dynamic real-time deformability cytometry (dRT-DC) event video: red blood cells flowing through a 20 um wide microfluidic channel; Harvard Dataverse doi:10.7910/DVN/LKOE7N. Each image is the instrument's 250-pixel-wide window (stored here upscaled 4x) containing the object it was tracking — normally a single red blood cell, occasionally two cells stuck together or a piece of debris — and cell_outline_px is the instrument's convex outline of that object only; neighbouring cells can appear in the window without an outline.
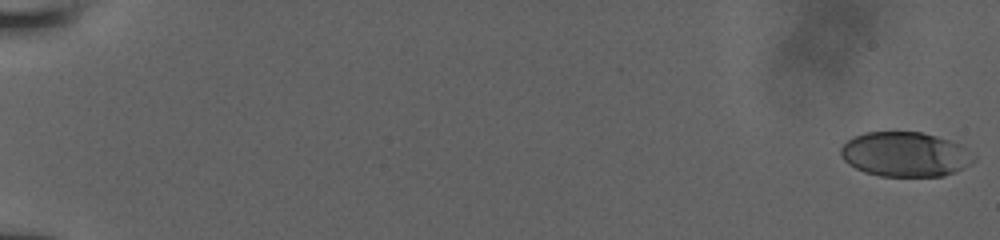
{"species": "human", "species_latin": "Homo sapiens", "temperature_condition": "room temperature", "stored_images_in_passage": 61, "camera_frame_rate_fps": 3000, "um_per_image_px": 0.085, "donor": {"sex": "male"}, "frame": {"image": 1, "passage_image": 1, "time_ms": 0.0, "image_size_px": [1000, 240], "cell_outline_px": [[976, 160], [972, 164], [944, 176], [880, 176], [864, 172], [848, 164], [840, 156], [840, 148], [848, 140], [864, 132], [920, 132], [936, 136], [960, 144], [976, 156]], "centroid_in_image_um": [76.95, 13.12], "position_along_channel_um": 8.1, "area_um2": 34.68}}
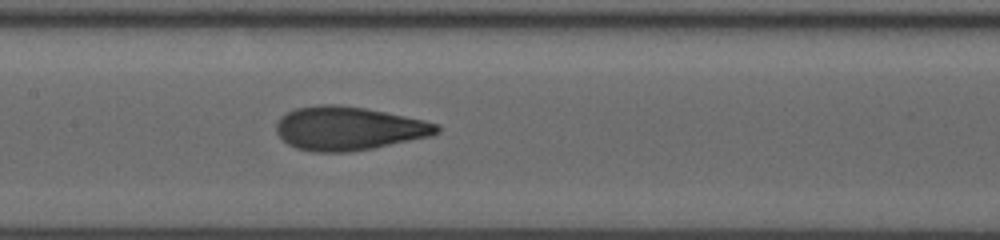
{"frame": {"image": 2, "passage_image": 39, "time_ms": 9.667, "image_size_px": [1000, 240], "cell_outline_px": [[440, 132], [432, 136], [372, 148], [348, 152], [312, 152], [296, 148], [288, 144], [276, 132], [276, 124], [280, 116], [296, 108], [320, 104], [332, 104], [364, 108], [424, 120], [436, 124], [440, 128]], "centroid_in_image_um": [29.61, 10.92], "position_along_channel_um": 177.8, "area_um2": 40.63}}
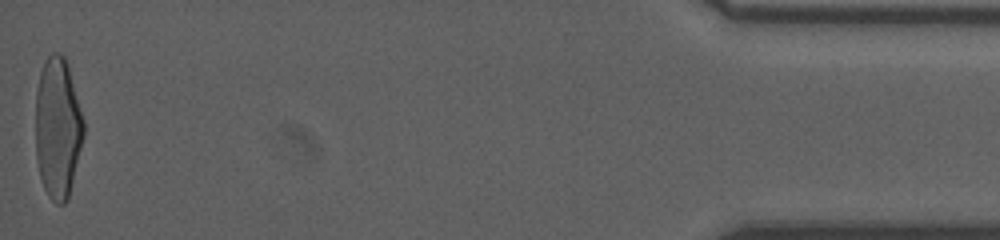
{"frame": {"image": 3, "passage_image": 61, "time_ms": 18.0, "image_size_px": [1000, 240], "cell_outline_px": [[84, 136], [68, 200], [64, 204], [56, 204], [48, 196], [44, 188], [40, 176], [36, 160], [36, 88], [40, 72], [44, 60], [52, 52], [60, 52], [64, 56], [68, 64], [84, 120]], "centroid_in_image_um": [4.91, 10.86], "position_along_channel_um": 430.3, "area_um2": 39.88}}